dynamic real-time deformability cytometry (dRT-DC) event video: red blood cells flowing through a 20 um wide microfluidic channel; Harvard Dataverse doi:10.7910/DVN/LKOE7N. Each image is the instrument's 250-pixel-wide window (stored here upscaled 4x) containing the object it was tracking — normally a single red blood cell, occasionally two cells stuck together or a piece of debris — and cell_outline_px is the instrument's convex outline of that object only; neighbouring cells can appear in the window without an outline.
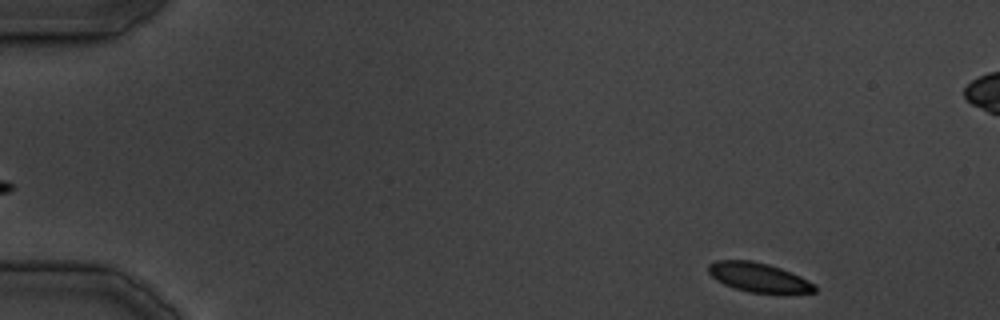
{"species": "common noctule bat (a hibernating species)", "species_latin": "Nyctalus noctula", "temperature_condition": "cold", "stored_images_in_passage": 38, "camera_frame_rate_fps": 3000, "um_per_image_px": 0.085, "animal": {"sex": "male", "body_mass_g": 19.5, "forearm_length_mm": 54.6}, "frame": {"image": 1, "passage_image": 1, "time_ms": 0.0, "image_size_px": [1000, 320], "cell_outline_px": [[816, 292], [784, 296], [748, 292], [724, 284], [716, 280], [708, 272], [708, 264], [716, 260], [752, 260], [768, 264], [792, 272], [816, 284]], "centroid_in_image_um": [64.57, 23.62], "position_along_channel_um": 20.4, "area_um2": 18.9}}
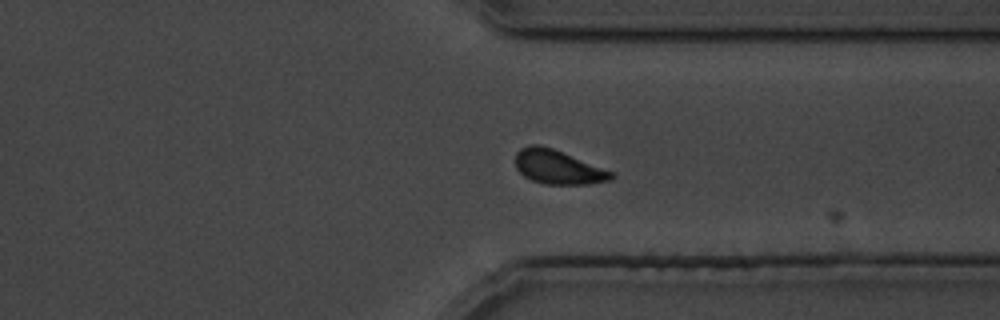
{"frame": {"image": 2, "passage_image": 28, "time_ms": 31.0, "image_size_px": [1000, 320], "cell_outline_px": [[616, 176], [612, 180], [588, 184], [544, 184], [532, 180], [524, 176], [516, 168], [516, 152], [520, 148], [528, 144], [540, 144], [552, 148], [616, 172]], "centroid_in_image_um": [47.46, 14.2], "position_along_channel_um": 363.9, "area_um2": 19.31}}
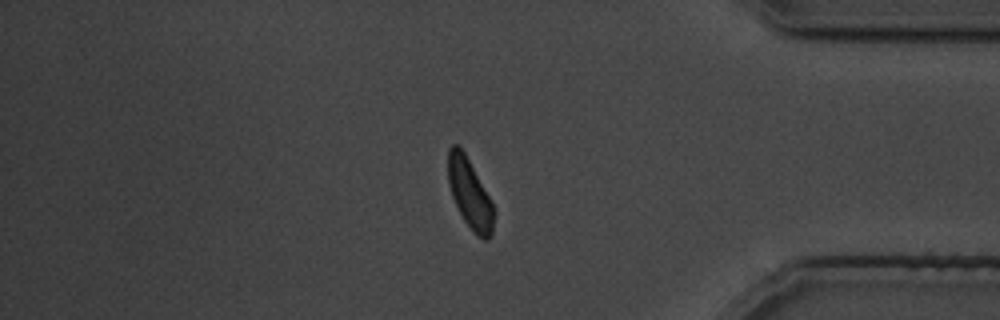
{"frame": {"image": 3, "passage_image": 31, "time_ms": 34.667, "image_size_px": [1000, 320], "cell_outline_px": [[496, 216], [492, 236], [488, 240], [484, 240], [472, 232], [464, 220], [452, 196], [448, 184], [448, 148], [452, 144], [460, 144], [492, 200], [496, 212]], "centroid_in_image_um": [39.97, 16.48], "position_along_channel_um": 395.2, "area_um2": 19.13}}